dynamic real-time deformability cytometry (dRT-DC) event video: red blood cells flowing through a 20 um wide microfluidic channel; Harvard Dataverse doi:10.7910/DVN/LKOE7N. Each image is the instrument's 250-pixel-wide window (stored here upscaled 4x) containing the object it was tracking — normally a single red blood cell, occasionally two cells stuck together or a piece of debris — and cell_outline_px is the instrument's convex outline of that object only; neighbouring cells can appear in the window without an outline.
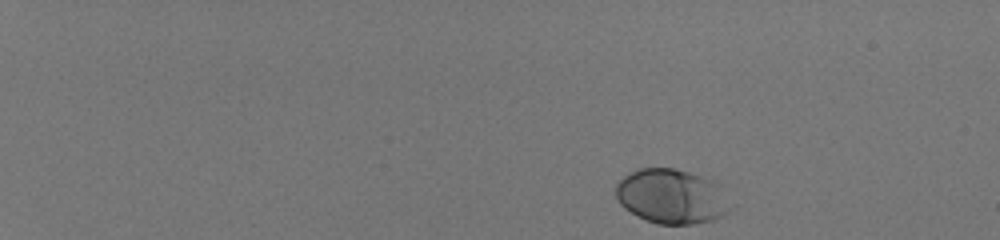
{"species": "human", "species_latin": "Homo sapiens", "temperature_condition": "room temperature", "stored_images_in_passage": 47, "camera_frame_rate_fps": 3000, "um_per_image_px": 0.085, "donor": {"sex": "male"}, "frame": {"image": 1, "passage_image": 1, "time_ms": 0.0, "image_size_px": [1000, 240], "cell_outline_px": [[736, 204], [724, 216], [712, 220], [692, 224], [656, 224], [624, 208], [616, 200], [616, 184], [628, 172], [636, 168], [676, 168], [712, 180]], "centroid_in_image_um": [57.12, 16.69], "position_along_channel_um": 27.9, "area_um2": 36.82}}
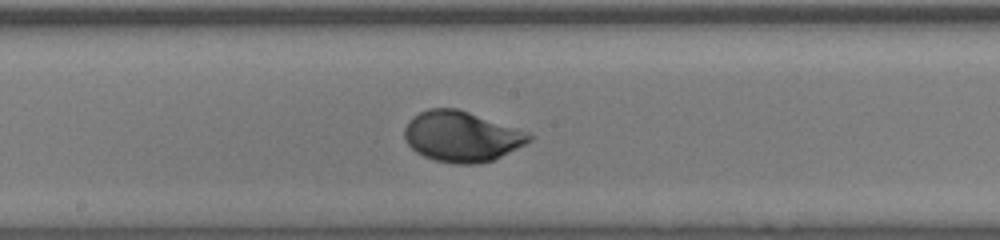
{"frame": {"image": 2, "passage_image": 27, "time_ms": 8.667, "image_size_px": [1000, 240], "cell_outline_px": [[532, 140], [492, 160], [476, 164], [452, 164], [436, 160], [424, 156], [416, 152], [404, 140], [404, 128], [408, 120], [412, 116], [428, 108], [456, 108], [528, 132], [532, 136]], "centroid_in_image_um": [39.18, 11.6], "position_along_channel_um": 209.0, "area_um2": 36.41}}
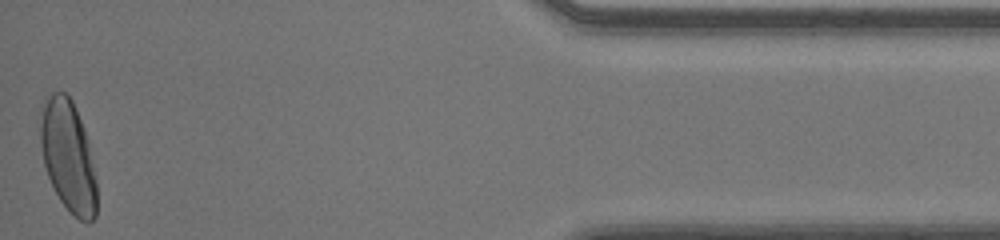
{"frame": {"image": 3, "passage_image": 47, "time_ms": 15.333, "image_size_px": [1000, 240], "cell_outline_px": [[96, 216], [88, 224], [80, 220], [60, 200], [48, 176], [44, 164], [40, 144], [40, 104], [44, 96], [52, 92], [64, 92], [72, 100], [76, 108], [88, 140], [96, 180]], "centroid_in_image_um": [5.77, 13.21], "position_along_channel_um": 429.4, "area_um2": 36.7}, "authors_computed_cell_mechanics": {"area_um2": 35.0268, "velocity_mm_per_s": 4.0629, "shape_relaxation_time_tau1_ms": 1.9547, "shape_relaxation_time_tau2_ms": null, "deformation_change_tau1": 0.1463, "deformation_change_tau2": null}}